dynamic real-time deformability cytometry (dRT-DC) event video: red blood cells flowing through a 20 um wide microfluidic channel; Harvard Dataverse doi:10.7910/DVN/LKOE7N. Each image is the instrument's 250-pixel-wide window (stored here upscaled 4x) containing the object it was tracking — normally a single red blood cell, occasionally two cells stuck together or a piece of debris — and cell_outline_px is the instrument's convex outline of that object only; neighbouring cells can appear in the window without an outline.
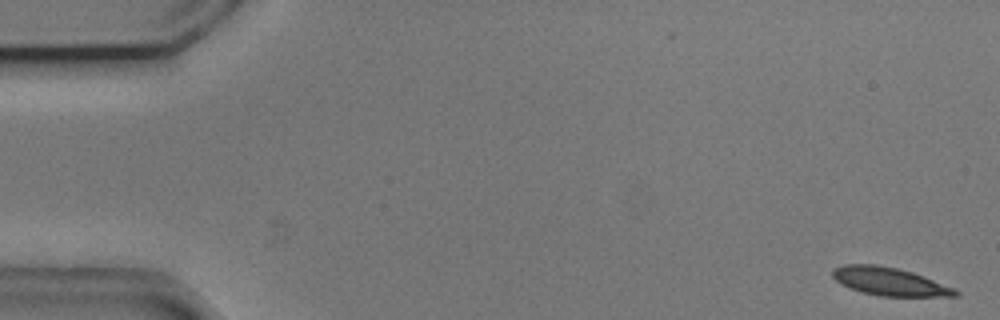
{"species": "common noctule bat (a hibernating species)", "species_latin": "Nyctalus noctula", "temperature_condition": "cold", "stored_images_in_passage": 54, "camera_frame_rate_fps": 3000, "um_per_image_px": 0.085, "animal": {"sex": "male", "body_mass_g": 20.5, "forearm_length_mm": 52.5}, "frame": {"image": 1, "passage_image": 1, "time_ms": 0.0, "image_size_px": [1000, 320], "cell_outline_px": [[960, 296], [880, 296], [864, 292], [840, 284], [832, 276], [832, 268], [844, 264], [876, 264], [896, 268], [912, 272], [924, 276], [956, 288], [960, 292]], "centroid_in_image_um": [75.63, 23.92], "position_along_channel_um": 9.4, "area_um2": 20.11}}
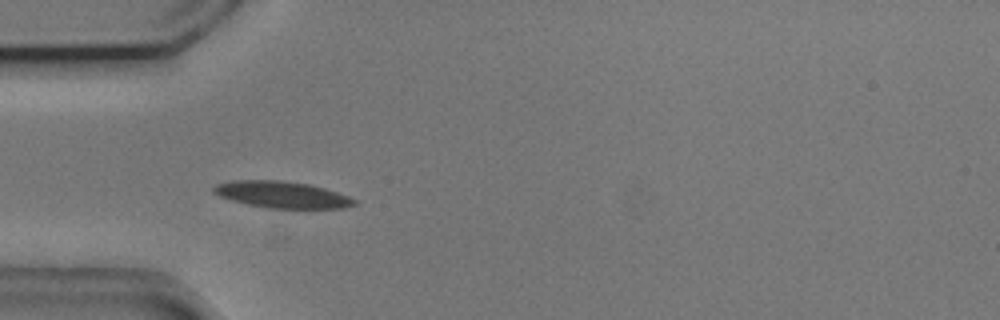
{"frame": {"image": 2, "passage_image": 16, "time_ms": 5.0, "image_size_px": [1000, 320], "cell_outline_px": [[356, 204], [344, 208], [268, 208], [248, 204], [232, 200], [220, 196], [212, 192], [212, 188], [216, 184], [232, 180], [280, 180], [308, 184], [324, 188], [348, 196], [356, 200]], "centroid_in_image_um": [23.94, 16.54], "position_along_channel_um": 61.1, "area_um2": 21.68}}
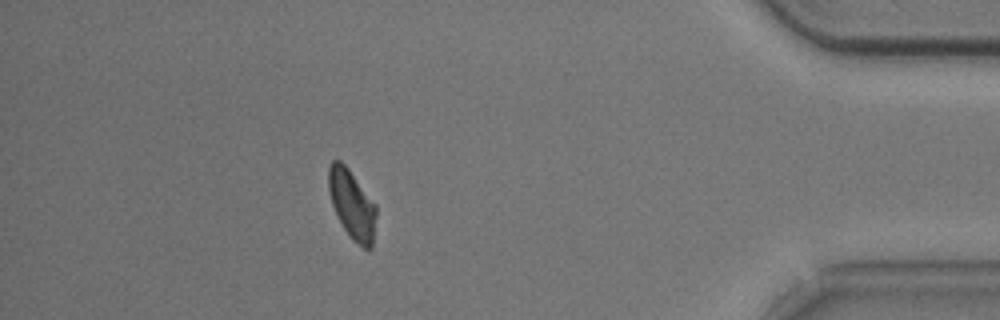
{"frame": {"image": 3, "passage_image": 48, "time_ms": 15.667, "image_size_px": [1000, 320], "cell_outline_px": [[376, 216], [372, 248], [368, 252], [352, 240], [344, 228], [332, 204], [328, 192], [328, 168], [332, 160], [340, 160], [348, 168], [376, 204]], "centroid_in_image_um": [29.93, 17.39], "position_along_channel_um": 405.3, "area_um2": 19.25}, "authors_computed_cell_mechanics": {"area_um2": 20.2878, "velocity_mm_per_s": 3.6838, "shape_relaxation_time_tau1_ms": 2.3935, "shape_relaxation_time_tau2_ms": 9.5908, "deformation_change_tau1": 0.0982, "deformation_change_tau2": 0.179}}